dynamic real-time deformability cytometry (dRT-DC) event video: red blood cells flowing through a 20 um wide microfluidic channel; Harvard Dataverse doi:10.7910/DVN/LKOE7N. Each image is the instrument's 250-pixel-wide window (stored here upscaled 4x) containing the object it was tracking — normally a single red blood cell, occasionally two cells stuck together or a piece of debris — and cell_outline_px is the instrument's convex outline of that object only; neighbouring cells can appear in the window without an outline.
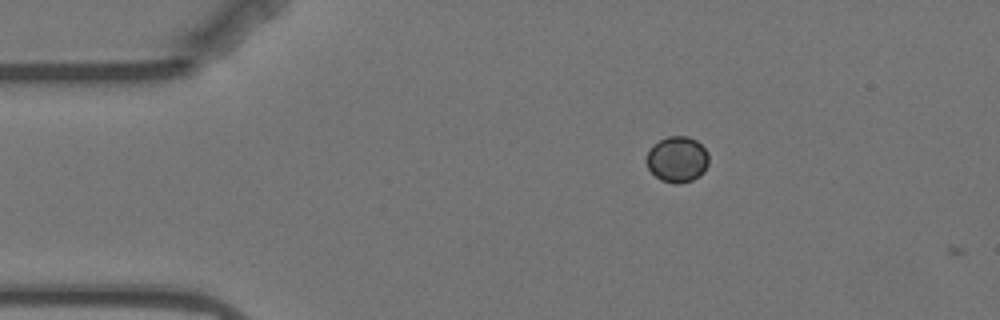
{"species": "Egyptian fruit bat (a non-hibernating species)", "species_latin": "Rousettus aegyptiacus", "temperature_condition": "warm", "stored_images_in_passage": 2, "camera_frame_rate_fps": 3000, "um_per_image_px": 0.085, "animal": {"sex": "female"}, "frame": {"image": 1, "passage_image": 1, "time_ms": 0.0, "image_size_px": [1000, 320], "cell_outline_px": [[708, 164], [704, 172], [700, 176], [692, 180], [680, 184], [676, 184], [660, 180], [648, 168], [648, 152], [652, 144], [668, 136], [688, 136], [696, 140], [708, 152]], "centroid_in_image_um": [57.59, 13.55], "position_along_channel_um": 27.4, "area_um2": 16.65}}